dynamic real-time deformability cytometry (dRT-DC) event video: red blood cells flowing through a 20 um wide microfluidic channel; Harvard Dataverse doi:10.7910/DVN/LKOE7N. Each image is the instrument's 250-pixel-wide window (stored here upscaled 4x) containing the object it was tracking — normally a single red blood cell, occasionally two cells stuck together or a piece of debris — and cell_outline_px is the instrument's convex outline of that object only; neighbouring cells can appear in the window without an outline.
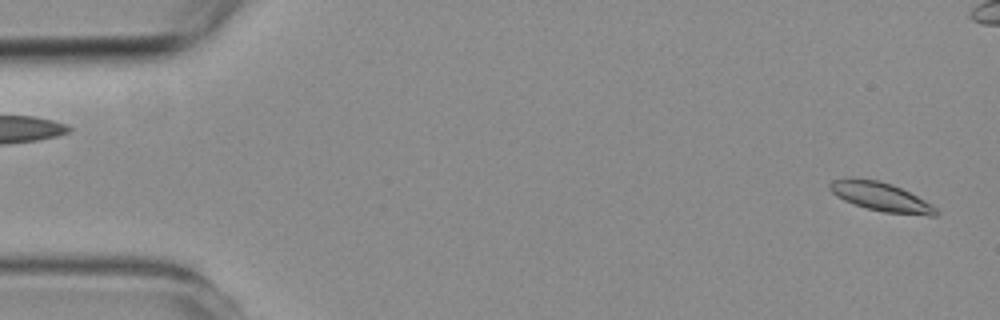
{"species": "common noctule bat (a hibernating species)", "species_latin": "Nyctalus noctula", "temperature_condition": "room temperature", "stored_images_in_passage": 4, "segment_of_instrument_passage": [2, 2], "camera_frame_rate_fps": 3000, "um_per_image_px": 0.085, "animal": {"sex": "female", "body_mass_g": 19.3, "forearm_length_mm": 54.1}, "frame": {"image": 1, "passage_image": 4, "time_ms": 3.667, "image_size_px": [1000, 320], "cell_outline_px": [[940, 212], [936, 216], [928, 216], [884, 212], [868, 208], [844, 200], [836, 196], [828, 188], [828, 184], [832, 180], [848, 176], [880, 180], [892, 184], [932, 204]], "centroid_in_image_um": [74.84, 16.7], "position_along_channel_um": 10.2, "area_um2": 18.03}}